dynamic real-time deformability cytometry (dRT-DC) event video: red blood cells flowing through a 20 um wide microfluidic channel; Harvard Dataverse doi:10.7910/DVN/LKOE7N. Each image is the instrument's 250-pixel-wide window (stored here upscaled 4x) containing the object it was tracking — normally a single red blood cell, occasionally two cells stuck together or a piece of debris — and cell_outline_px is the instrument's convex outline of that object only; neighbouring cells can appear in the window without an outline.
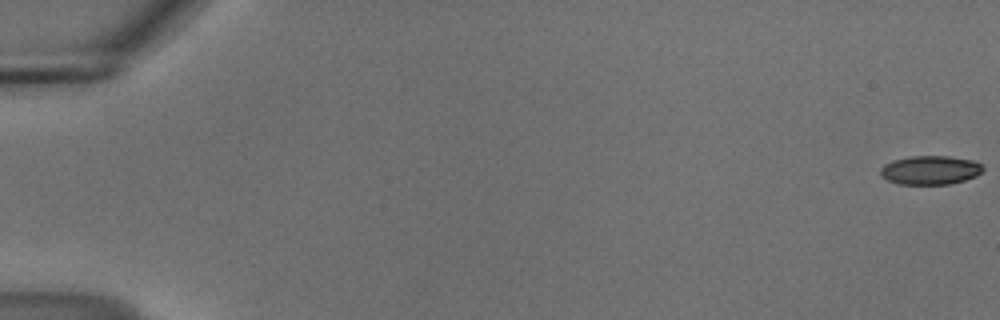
{"species": "common noctule bat (a hibernating species)", "species_latin": "Nyctalus noctula", "temperature_condition": "cold", "stored_images_in_passage": 56, "camera_frame_rate_fps": 3000, "um_per_image_px": 0.085, "animal": {"sex": "male", "body_mass_g": 18.8}, "frame": {"image": 1, "passage_image": 1, "time_ms": 0.0, "image_size_px": [1000, 320], "cell_outline_px": [[984, 168], [976, 176], [964, 180], [948, 184], [896, 184], [880, 176], [880, 168], [884, 164], [892, 160], [912, 156], [948, 156], [976, 160]], "centroid_in_image_um": [79.05, 14.45], "position_along_channel_um": 6.0, "area_um2": 17.34}}
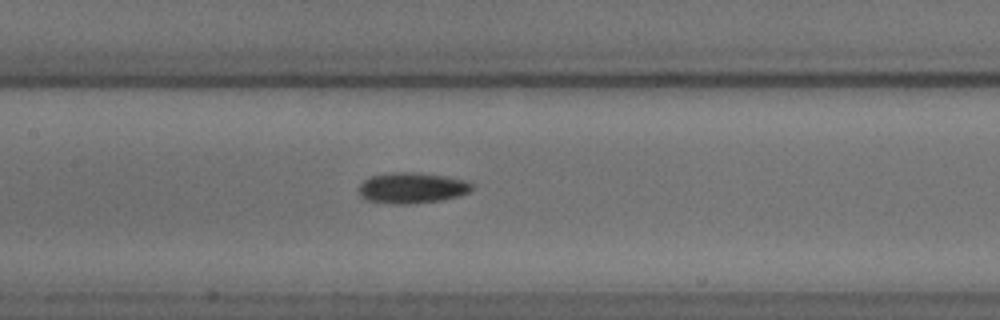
{"frame": {"image": 2, "passage_image": 28, "time_ms": 9.0, "image_size_px": [1000, 320], "cell_outline_px": [[472, 192], [460, 196], [440, 200], [408, 204], [392, 204], [364, 200], [360, 196], [356, 188], [364, 180], [372, 176], [392, 172], [416, 172], [444, 176], [468, 180], [472, 184]], "centroid_in_image_um": [35.0, 15.98], "position_along_channel_um": 172.4, "area_um2": 20.63}}
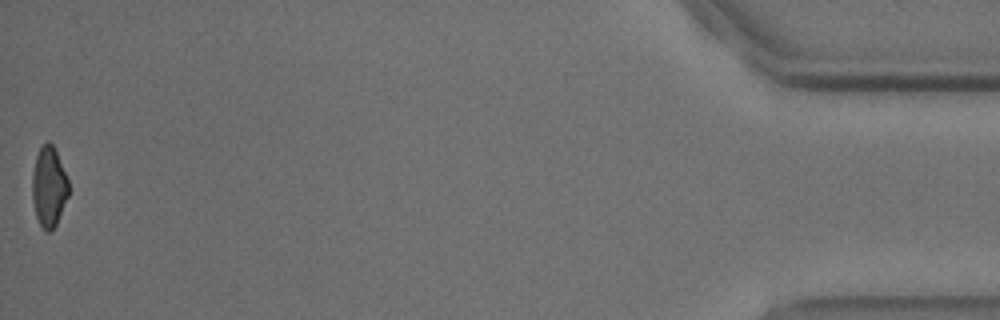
{"frame": {"image": 3, "passage_image": 56, "time_ms": 18.333, "image_size_px": [1000, 320], "cell_outline_px": [[68, 196], [56, 224], [48, 232], [44, 232], [36, 216], [32, 200], [32, 172], [36, 156], [40, 148], [48, 140], [52, 144], [56, 152], [68, 180]], "centroid_in_image_um": [4.13, 15.88], "position_along_channel_um": 431.1, "area_um2": 16.82}, "authors_computed_cell_mechanics": {"area_um2": 18.8139, "velocity_mm_per_s": 3.7153, "shape_relaxation_time_tau1_ms": 6.0643, "shape_relaxation_time_tau2_ms": null, "deformation_change_tau1": 0.1116, "deformation_change_tau2": null}}